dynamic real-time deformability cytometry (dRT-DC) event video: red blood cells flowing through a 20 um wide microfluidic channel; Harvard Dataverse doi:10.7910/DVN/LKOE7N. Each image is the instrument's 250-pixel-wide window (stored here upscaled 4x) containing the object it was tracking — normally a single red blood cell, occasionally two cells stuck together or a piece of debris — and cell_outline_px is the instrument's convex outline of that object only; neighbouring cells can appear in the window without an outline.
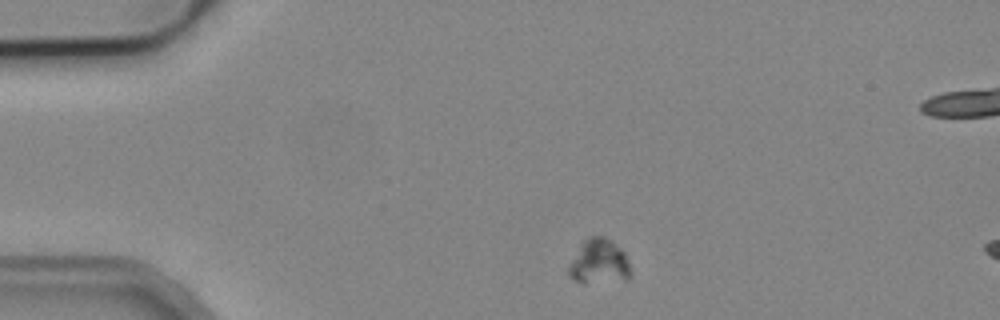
{"species": "common noctule bat (a hibernating species)", "species_latin": "Nyctalus noctula", "temperature_condition": "cold", "stored_images_in_passage": 3, "camera_frame_rate_fps": 3000, "um_per_image_px": 0.085, "animal": {"sex": "male", "body_mass_g": 19.2, "forearm_length_mm": 51.8}, "frame": {"image": 1, "passage_image": 1, "time_ms": 0.0, "image_size_px": [1000, 320], "cell_outline_px": [[632, 276], [628, 280], [584, 284], [580, 284], [572, 280], [568, 276], [568, 264], [584, 240], [588, 236], [604, 236], [612, 240], [624, 252]], "centroid_in_image_um": [50.89, 22.29], "position_along_channel_um": 34.1, "area_um2": 16.59}}